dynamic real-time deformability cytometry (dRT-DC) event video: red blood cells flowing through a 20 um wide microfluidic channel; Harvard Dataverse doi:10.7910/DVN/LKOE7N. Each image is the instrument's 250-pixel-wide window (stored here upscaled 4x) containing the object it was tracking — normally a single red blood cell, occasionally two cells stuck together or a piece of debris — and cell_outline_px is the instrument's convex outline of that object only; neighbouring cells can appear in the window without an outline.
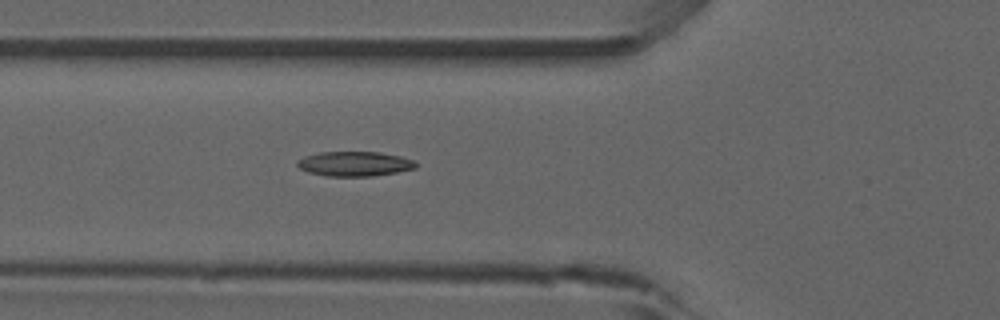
{"species": "common noctule bat (a hibernating species)", "species_latin": "Nyctalus noctula", "temperature_condition": "room temperature", "stored_images_in_passage": 3, "camera_frame_rate_fps": 3000, "um_per_image_px": 0.085, "animal": {"sex": "male", "forearm_length_mm": 52.5}, "frame": {"image": 1, "passage_image": 3, "time_ms": 2.333, "image_size_px": [1000, 320], "cell_outline_px": [[416, 168], [396, 172], [372, 176], [328, 176], [308, 172], [300, 168], [296, 164], [296, 160], [304, 156], [320, 152], [380, 152], [400, 156], [412, 160], [416, 164]], "centroid_in_image_um": [30.1, 13.92], "position_along_channel_um": 95.7, "area_um2": 16.99}}